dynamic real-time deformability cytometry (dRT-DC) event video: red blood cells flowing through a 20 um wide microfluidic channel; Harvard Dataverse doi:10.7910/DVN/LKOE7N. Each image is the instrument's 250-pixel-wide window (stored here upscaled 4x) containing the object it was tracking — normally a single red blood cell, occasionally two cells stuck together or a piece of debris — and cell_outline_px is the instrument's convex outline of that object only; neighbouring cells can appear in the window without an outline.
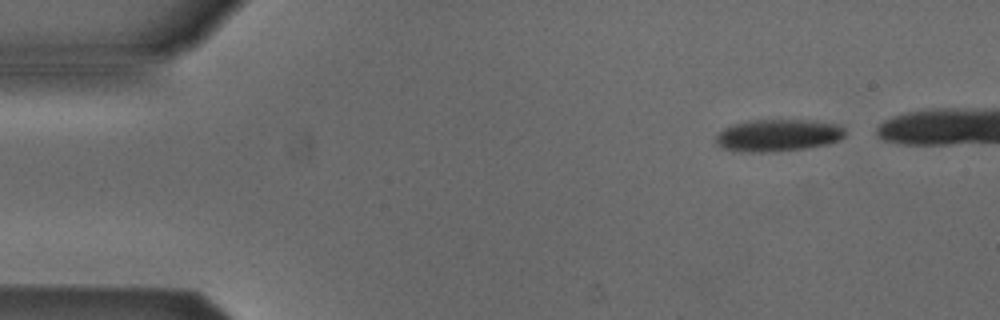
{"species": "Egyptian fruit bat (a non-hibernating species)", "species_latin": "Rousettus aegyptiacus", "temperature_condition": "cold", "stored_images_in_passage": 5, "camera_frame_rate_fps": 3000, "um_per_image_px": 0.085, "animal": {"sex": "male"}, "frame": {"image": 1, "passage_image": 1, "time_ms": 0.0, "image_size_px": [1000, 320], "cell_outline_px": [[844, 136], [840, 140], [828, 144], [808, 148], [772, 152], [732, 152], [720, 148], [716, 144], [716, 136], [724, 128], [732, 124], [748, 120], [816, 120], [840, 124], [844, 128]], "centroid_in_image_um": [66.12, 11.51], "position_along_channel_um": 18.9, "area_um2": 24.8}}